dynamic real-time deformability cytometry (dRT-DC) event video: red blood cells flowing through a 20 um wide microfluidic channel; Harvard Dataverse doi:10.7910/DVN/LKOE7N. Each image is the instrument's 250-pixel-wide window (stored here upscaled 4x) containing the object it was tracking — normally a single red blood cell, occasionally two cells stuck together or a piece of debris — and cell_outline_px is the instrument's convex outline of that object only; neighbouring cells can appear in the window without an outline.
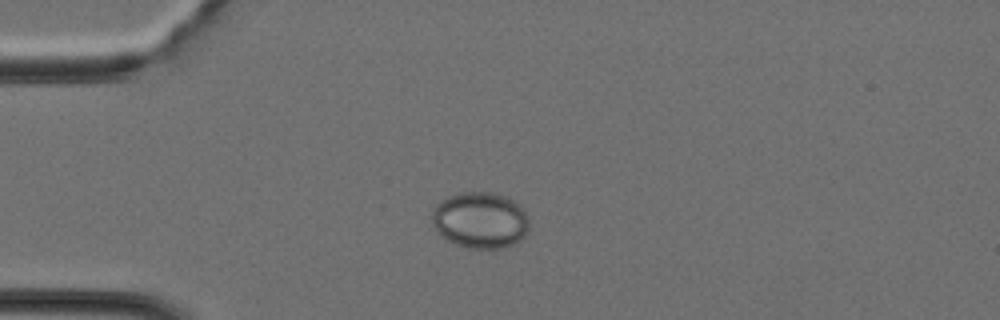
{"species": "Egyptian fruit bat (a non-hibernating species)", "species_latin": "Rousettus aegyptiacus", "temperature_condition": "cold", "stored_images_in_passage": 40, "camera_frame_rate_fps": 3000, "um_per_image_px": 0.085, "animal": {"sex": "female"}, "frame": {"image": 1, "passage_image": 10, "time_ms": 3.0, "image_size_px": [1000, 320], "cell_outline_px": [[528, 228], [524, 236], [512, 244], [504, 248], [468, 248], [456, 244], [448, 240], [436, 232], [432, 224], [432, 208], [436, 204], [448, 196], [460, 192], [492, 192], [508, 196], [520, 204], [528, 216]], "centroid_in_image_um": [40.81, 18.69], "position_along_channel_um": 44.2, "area_um2": 32.19}}
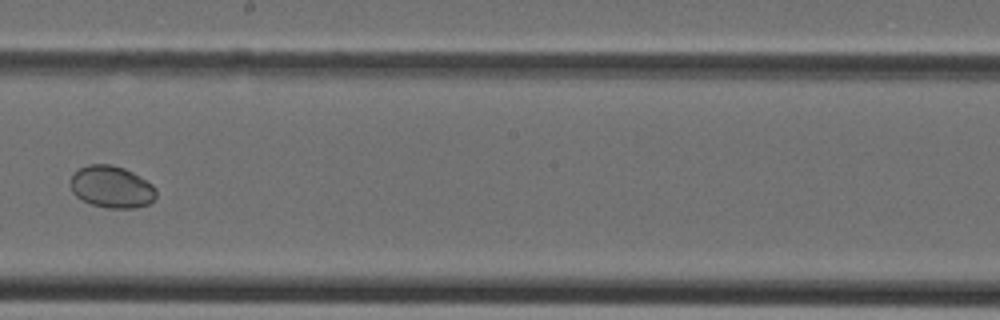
{"frame": {"image": 2, "passage_image": 23, "time_ms": 7.333, "image_size_px": [1000, 320], "cell_outline_px": [[156, 196], [148, 204], [132, 208], [108, 208], [92, 204], [76, 196], [72, 192], [72, 172], [88, 164], [112, 164], [124, 168], [132, 172], [152, 184], [156, 188]], "centroid_in_image_um": [9.49, 15.87], "position_along_channel_um": 238.7, "area_um2": 20.81}}
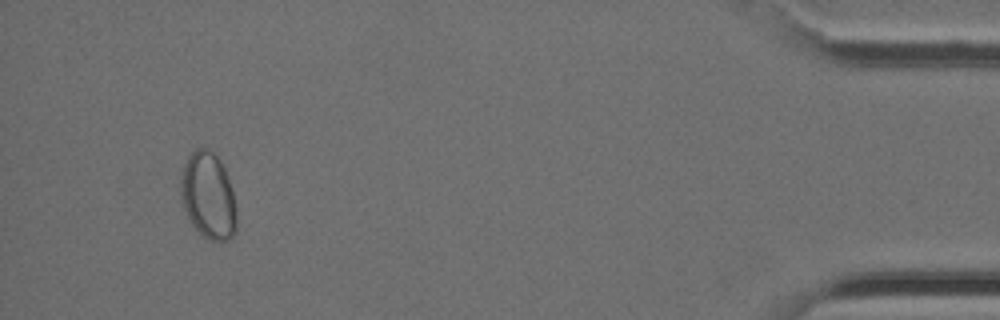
{"frame": {"image": 3, "passage_image": 38, "time_ms": 12.333, "image_size_px": [1000, 320], "cell_outline_px": [[236, 232], [228, 240], [220, 244], [208, 240], [188, 220], [184, 208], [180, 192], [180, 180], [184, 164], [188, 156], [196, 148], [204, 148], [212, 152], [216, 156], [224, 168], [232, 192], [236, 212]], "centroid_in_image_um": [17.69, 16.69], "position_along_channel_um": 417.5, "area_um2": 28.15}}